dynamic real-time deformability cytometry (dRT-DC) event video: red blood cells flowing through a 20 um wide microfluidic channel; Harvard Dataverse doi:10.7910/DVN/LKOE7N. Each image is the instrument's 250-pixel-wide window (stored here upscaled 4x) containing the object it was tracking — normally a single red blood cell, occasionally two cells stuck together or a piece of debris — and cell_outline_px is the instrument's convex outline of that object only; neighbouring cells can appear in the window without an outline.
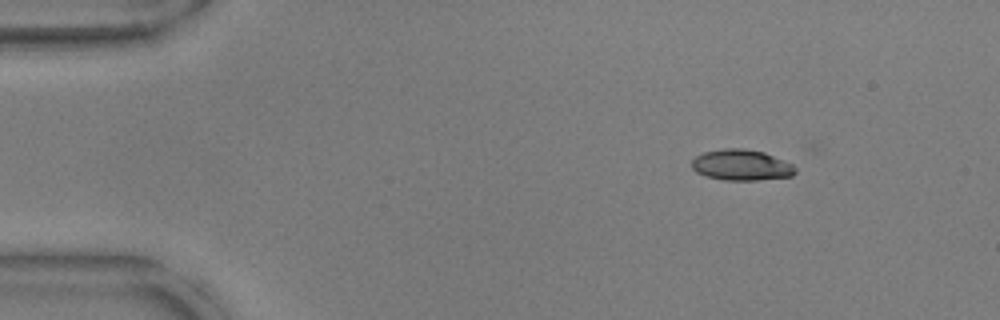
{"species": "common noctule bat (a hibernating species)", "species_latin": "Nyctalus noctula", "temperature_condition": "warm", "stored_images_in_passage": 47, "camera_frame_rate_fps": 3000, "um_per_image_px": 0.085, "animal": {"sex": "male", "body_mass_g": 17.9, "forearm_length_mm": 54.2}, "frame": {"image": 1, "passage_image": 1, "time_ms": 0.0, "image_size_px": [1000, 320], "cell_outline_px": [[796, 172], [792, 176], [756, 180], [724, 180], [708, 176], [696, 172], [692, 168], [692, 160], [696, 156], [704, 152], [724, 148], [744, 148], [764, 152], [792, 164], [796, 168]], "centroid_in_image_um": [63.02, 14.02], "position_along_channel_um": 22.0, "area_um2": 18.55}}
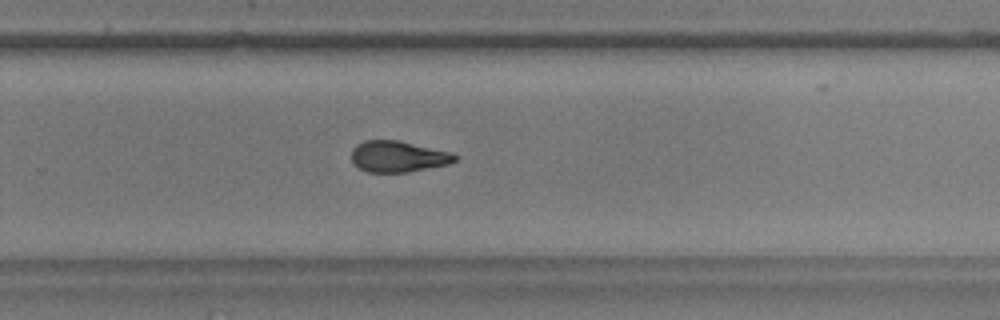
{"frame": {"image": 2, "passage_image": 29, "time_ms": 9.333, "image_size_px": [1000, 320], "cell_outline_px": [[460, 156], [456, 160], [448, 164], [408, 172], [368, 172], [352, 164], [352, 148], [356, 144], [364, 140], [396, 140], [452, 152]], "centroid_in_image_um": [33.83, 13.3], "position_along_channel_um": 296.0, "area_um2": 18.84}}
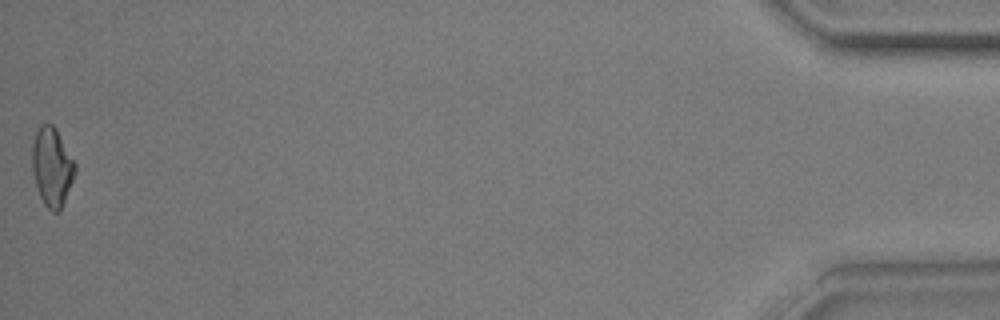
{"frame": {"image": 3, "passage_image": 47, "time_ms": 15.333, "image_size_px": [1000, 320], "cell_outline_px": [[76, 172], [64, 200], [60, 208], [56, 212], [52, 212], [44, 204], [40, 196], [32, 172], [32, 144], [36, 132], [40, 124], [52, 124], [56, 128], [76, 164]], "centroid_in_image_um": [4.41, 14.15], "position_along_channel_um": 430.8, "area_um2": 19.48}, "authors_computed_cell_mechanics": {"area_um2": 19.2474, "velocity_mm_per_s": 3.8111, "shape_relaxation_time_tau1_ms": 5.4591, "shape_relaxation_time_tau2_ms": 2.531, "deformation_change_tau1": 0.1916, "deformation_change_tau2": 0.1116}}